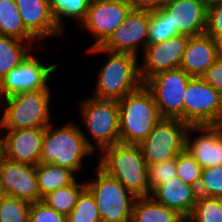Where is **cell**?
I'll return each instance as SVG.
<instances>
[{
	"mask_svg": "<svg viewBox=\"0 0 222 222\" xmlns=\"http://www.w3.org/2000/svg\"><path fill=\"white\" fill-rule=\"evenodd\" d=\"M51 122L45 131L40 163L53 164L78 173L83 169V159L93 154L92 140L82 126L73 122L59 128Z\"/></svg>",
	"mask_w": 222,
	"mask_h": 222,
	"instance_id": "6da1fadb",
	"label": "cell"
},
{
	"mask_svg": "<svg viewBox=\"0 0 222 222\" xmlns=\"http://www.w3.org/2000/svg\"><path fill=\"white\" fill-rule=\"evenodd\" d=\"M99 155L97 165L127 190L136 197L151 196L148 165L139 145L117 143Z\"/></svg>",
	"mask_w": 222,
	"mask_h": 222,
	"instance_id": "7a4b0ae2",
	"label": "cell"
},
{
	"mask_svg": "<svg viewBox=\"0 0 222 222\" xmlns=\"http://www.w3.org/2000/svg\"><path fill=\"white\" fill-rule=\"evenodd\" d=\"M89 54L108 55V61L99 70L92 96L100 99L120 100L139 89L144 83L139 72V57L130 53L111 52L101 46L87 49Z\"/></svg>",
	"mask_w": 222,
	"mask_h": 222,
	"instance_id": "3957f363",
	"label": "cell"
},
{
	"mask_svg": "<svg viewBox=\"0 0 222 222\" xmlns=\"http://www.w3.org/2000/svg\"><path fill=\"white\" fill-rule=\"evenodd\" d=\"M118 104L120 143L139 145L161 119L152 92L143 84Z\"/></svg>",
	"mask_w": 222,
	"mask_h": 222,
	"instance_id": "277c9868",
	"label": "cell"
},
{
	"mask_svg": "<svg viewBox=\"0 0 222 222\" xmlns=\"http://www.w3.org/2000/svg\"><path fill=\"white\" fill-rule=\"evenodd\" d=\"M51 89L19 93L2 99L3 111L0 128L17 130L22 128L47 127L52 120L50 112Z\"/></svg>",
	"mask_w": 222,
	"mask_h": 222,
	"instance_id": "5b68a950",
	"label": "cell"
},
{
	"mask_svg": "<svg viewBox=\"0 0 222 222\" xmlns=\"http://www.w3.org/2000/svg\"><path fill=\"white\" fill-rule=\"evenodd\" d=\"M79 107L82 123L93 138L92 150L95 153L120 143L118 100L100 99L91 95L82 99Z\"/></svg>",
	"mask_w": 222,
	"mask_h": 222,
	"instance_id": "8992f818",
	"label": "cell"
},
{
	"mask_svg": "<svg viewBox=\"0 0 222 222\" xmlns=\"http://www.w3.org/2000/svg\"><path fill=\"white\" fill-rule=\"evenodd\" d=\"M96 171V179L85 184L95 198L102 222H131L137 197L98 165Z\"/></svg>",
	"mask_w": 222,
	"mask_h": 222,
	"instance_id": "52a82bcc",
	"label": "cell"
},
{
	"mask_svg": "<svg viewBox=\"0 0 222 222\" xmlns=\"http://www.w3.org/2000/svg\"><path fill=\"white\" fill-rule=\"evenodd\" d=\"M183 122L218 125L222 118V94L201 77H191L184 93Z\"/></svg>",
	"mask_w": 222,
	"mask_h": 222,
	"instance_id": "ba28073f",
	"label": "cell"
},
{
	"mask_svg": "<svg viewBox=\"0 0 222 222\" xmlns=\"http://www.w3.org/2000/svg\"><path fill=\"white\" fill-rule=\"evenodd\" d=\"M189 125L179 119L161 118L139 144L147 165L176 158L185 149Z\"/></svg>",
	"mask_w": 222,
	"mask_h": 222,
	"instance_id": "9c48e42d",
	"label": "cell"
},
{
	"mask_svg": "<svg viewBox=\"0 0 222 222\" xmlns=\"http://www.w3.org/2000/svg\"><path fill=\"white\" fill-rule=\"evenodd\" d=\"M190 78L183 69L178 68L159 72L144 83L155 98L161 118L183 122V98Z\"/></svg>",
	"mask_w": 222,
	"mask_h": 222,
	"instance_id": "30bf717a",
	"label": "cell"
},
{
	"mask_svg": "<svg viewBox=\"0 0 222 222\" xmlns=\"http://www.w3.org/2000/svg\"><path fill=\"white\" fill-rule=\"evenodd\" d=\"M59 67L47 66L31 53L0 80V100L7 97L49 88V78Z\"/></svg>",
	"mask_w": 222,
	"mask_h": 222,
	"instance_id": "8fae6325",
	"label": "cell"
},
{
	"mask_svg": "<svg viewBox=\"0 0 222 222\" xmlns=\"http://www.w3.org/2000/svg\"><path fill=\"white\" fill-rule=\"evenodd\" d=\"M131 10L126 0H91L87 15L79 25L95 41L89 48L102 46Z\"/></svg>",
	"mask_w": 222,
	"mask_h": 222,
	"instance_id": "7c38bea8",
	"label": "cell"
},
{
	"mask_svg": "<svg viewBox=\"0 0 222 222\" xmlns=\"http://www.w3.org/2000/svg\"><path fill=\"white\" fill-rule=\"evenodd\" d=\"M189 38L188 35H178L167 41L148 44L143 50L142 64H139L142 82L159 72L178 69Z\"/></svg>",
	"mask_w": 222,
	"mask_h": 222,
	"instance_id": "4fadbf2b",
	"label": "cell"
},
{
	"mask_svg": "<svg viewBox=\"0 0 222 222\" xmlns=\"http://www.w3.org/2000/svg\"><path fill=\"white\" fill-rule=\"evenodd\" d=\"M150 11L131 10L123 23L101 46L111 52L130 53L139 57V47L148 45Z\"/></svg>",
	"mask_w": 222,
	"mask_h": 222,
	"instance_id": "5bb4252c",
	"label": "cell"
},
{
	"mask_svg": "<svg viewBox=\"0 0 222 222\" xmlns=\"http://www.w3.org/2000/svg\"><path fill=\"white\" fill-rule=\"evenodd\" d=\"M0 187L3 195L30 203L42 201L36 176V166L4 158L0 167Z\"/></svg>",
	"mask_w": 222,
	"mask_h": 222,
	"instance_id": "9a60e30c",
	"label": "cell"
},
{
	"mask_svg": "<svg viewBox=\"0 0 222 222\" xmlns=\"http://www.w3.org/2000/svg\"><path fill=\"white\" fill-rule=\"evenodd\" d=\"M195 131L198 134L191 139ZM185 150L202 168L222 165V130L218 125H190L185 137Z\"/></svg>",
	"mask_w": 222,
	"mask_h": 222,
	"instance_id": "2e32d148",
	"label": "cell"
},
{
	"mask_svg": "<svg viewBox=\"0 0 222 222\" xmlns=\"http://www.w3.org/2000/svg\"><path fill=\"white\" fill-rule=\"evenodd\" d=\"M46 127L7 130L1 133L5 157L16 162L37 166L40 163Z\"/></svg>",
	"mask_w": 222,
	"mask_h": 222,
	"instance_id": "e0dca14e",
	"label": "cell"
},
{
	"mask_svg": "<svg viewBox=\"0 0 222 222\" xmlns=\"http://www.w3.org/2000/svg\"><path fill=\"white\" fill-rule=\"evenodd\" d=\"M162 9L179 35L192 37L206 32L207 7L200 0H169Z\"/></svg>",
	"mask_w": 222,
	"mask_h": 222,
	"instance_id": "ac0fdd59",
	"label": "cell"
},
{
	"mask_svg": "<svg viewBox=\"0 0 222 222\" xmlns=\"http://www.w3.org/2000/svg\"><path fill=\"white\" fill-rule=\"evenodd\" d=\"M26 30L36 39L60 36L62 30L57 25L50 9L49 0H15ZM50 36V37H49Z\"/></svg>",
	"mask_w": 222,
	"mask_h": 222,
	"instance_id": "d6986e66",
	"label": "cell"
},
{
	"mask_svg": "<svg viewBox=\"0 0 222 222\" xmlns=\"http://www.w3.org/2000/svg\"><path fill=\"white\" fill-rule=\"evenodd\" d=\"M215 40L206 33L189 38L180 64L191 77L201 75L211 67L218 58Z\"/></svg>",
	"mask_w": 222,
	"mask_h": 222,
	"instance_id": "ffe728a7",
	"label": "cell"
},
{
	"mask_svg": "<svg viewBox=\"0 0 222 222\" xmlns=\"http://www.w3.org/2000/svg\"><path fill=\"white\" fill-rule=\"evenodd\" d=\"M151 196L162 205L176 210L184 218H188L198 199V189L184 183L178 176L159 185Z\"/></svg>",
	"mask_w": 222,
	"mask_h": 222,
	"instance_id": "44dd1931",
	"label": "cell"
},
{
	"mask_svg": "<svg viewBox=\"0 0 222 222\" xmlns=\"http://www.w3.org/2000/svg\"><path fill=\"white\" fill-rule=\"evenodd\" d=\"M183 218L176 210L157 202L152 196L137 197L131 222H179Z\"/></svg>",
	"mask_w": 222,
	"mask_h": 222,
	"instance_id": "7402d4cb",
	"label": "cell"
},
{
	"mask_svg": "<svg viewBox=\"0 0 222 222\" xmlns=\"http://www.w3.org/2000/svg\"><path fill=\"white\" fill-rule=\"evenodd\" d=\"M0 35L26 41L31 45L37 41L26 30L15 0H0Z\"/></svg>",
	"mask_w": 222,
	"mask_h": 222,
	"instance_id": "603a6c76",
	"label": "cell"
},
{
	"mask_svg": "<svg viewBox=\"0 0 222 222\" xmlns=\"http://www.w3.org/2000/svg\"><path fill=\"white\" fill-rule=\"evenodd\" d=\"M75 174L60 166L39 163L36 166V176L41 198L43 199L52 191L70 185L77 177Z\"/></svg>",
	"mask_w": 222,
	"mask_h": 222,
	"instance_id": "cb8c5ba5",
	"label": "cell"
},
{
	"mask_svg": "<svg viewBox=\"0 0 222 222\" xmlns=\"http://www.w3.org/2000/svg\"><path fill=\"white\" fill-rule=\"evenodd\" d=\"M32 47L29 42L0 35V80L31 53Z\"/></svg>",
	"mask_w": 222,
	"mask_h": 222,
	"instance_id": "d4e9b609",
	"label": "cell"
},
{
	"mask_svg": "<svg viewBox=\"0 0 222 222\" xmlns=\"http://www.w3.org/2000/svg\"><path fill=\"white\" fill-rule=\"evenodd\" d=\"M77 180L75 179L70 185L48 193L43 197L42 201L67 217L75 208L79 195L86 188L84 181L80 183Z\"/></svg>",
	"mask_w": 222,
	"mask_h": 222,
	"instance_id": "484cf974",
	"label": "cell"
},
{
	"mask_svg": "<svg viewBox=\"0 0 222 222\" xmlns=\"http://www.w3.org/2000/svg\"><path fill=\"white\" fill-rule=\"evenodd\" d=\"M91 0H49V5L53 17L59 26L64 31L62 20L64 18L75 19L78 24L85 19L87 10Z\"/></svg>",
	"mask_w": 222,
	"mask_h": 222,
	"instance_id": "4316f807",
	"label": "cell"
},
{
	"mask_svg": "<svg viewBox=\"0 0 222 222\" xmlns=\"http://www.w3.org/2000/svg\"><path fill=\"white\" fill-rule=\"evenodd\" d=\"M187 219L190 222H222V199L199 195Z\"/></svg>",
	"mask_w": 222,
	"mask_h": 222,
	"instance_id": "83f0119b",
	"label": "cell"
},
{
	"mask_svg": "<svg viewBox=\"0 0 222 222\" xmlns=\"http://www.w3.org/2000/svg\"><path fill=\"white\" fill-rule=\"evenodd\" d=\"M67 222H102L95 198L87 188L79 195Z\"/></svg>",
	"mask_w": 222,
	"mask_h": 222,
	"instance_id": "f1b7e54d",
	"label": "cell"
},
{
	"mask_svg": "<svg viewBox=\"0 0 222 222\" xmlns=\"http://www.w3.org/2000/svg\"><path fill=\"white\" fill-rule=\"evenodd\" d=\"M178 35L176 29H171L170 16L162 8L151 12L148 27V44L167 41Z\"/></svg>",
	"mask_w": 222,
	"mask_h": 222,
	"instance_id": "f546056e",
	"label": "cell"
},
{
	"mask_svg": "<svg viewBox=\"0 0 222 222\" xmlns=\"http://www.w3.org/2000/svg\"><path fill=\"white\" fill-rule=\"evenodd\" d=\"M31 203L3 196L0 200V222H29Z\"/></svg>",
	"mask_w": 222,
	"mask_h": 222,
	"instance_id": "4dcf8cb0",
	"label": "cell"
},
{
	"mask_svg": "<svg viewBox=\"0 0 222 222\" xmlns=\"http://www.w3.org/2000/svg\"><path fill=\"white\" fill-rule=\"evenodd\" d=\"M177 176L186 184H190L198 189L202 166L196 162L195 158L187 151L183 150L176 157Z\"/></svg>",
	"mask_w": 222,
	"mask_h": 222,
	"instance_id": "1f68e13d",
	"label": "cell"
},
{
	"mask_svg": "<svg viewBox=\"0 0 222 222\" xmlns=\"http://www.w3.org/2000/svg\"><path fill=\"white\" fill-rule=\"evenodd\" d=\"M198 194L222 199V165L202 169Z\"/></svg>",
	"mask_w": 222,
	"mask_h": 222,
	"instance_id": "d6a6232c",
	"label": "cell"
},
{
	"mask_svg": "<svg viewBox=\"0 0 222 222\" xmlns=\"http://www.w3.org/2000/svg\"><path fill=\"white\" fill-rule=\"evenodd\" d=\"M149 184L153 192L159 185L177 176L176 158L148 166Z\"/></svg>",
	"mask_w": 222,
	"mask_h": 222,
	"instance_id": "836d02e7",
	"label": "cell"
},
{
	"mask_svg": "<svg viewBox=\"0 0 222 222\" xmlns=\"http://www.w3.org/2000/svg\"><path fill=\"white\" fill-rule=\"evenodd\" d=\"M29 222H67V217L49 207L43 201L31 203Z\"/></svg>",
	"mask_w": 222,
	"mask_h": 222,
	"instance_id": "e575fe53",
	"label": "cell"
},
{
	"mask_svg": "<svg viewBox=\"0 0 222 222\" xmlns=\"http://www.w3.org/2000/svg\"><path fill=\"white\" fill-rule=\"evenodd\" d=\"M207 35L214 40L222 35V2L207 7Z\"/></svg>",
	"mask_w": 222,
	"mask_h": 222,
	"instance_id": "d590c367",
	"label": "cell"
},
{
	"mask_svg": "<svg viewBox=\"0 0 222 222\" xmlns=\"http://www.w3.org/2000/svg\"><path fill=\"white\" fill-rule=\"evenodd\" d=\"M201 78L222 94V57H218L215 63L201 75Z\"/></svg>",
	"mask_w": 222,
	"mask_h": 222,
	"instance_id": "8d00e7d4",
	"label": "cell"
},
{
	"mask_svg": "<svg viewBox=\"0 0 222 222\" xmlns=\"http://www.w3.org/2000/svg\"><path fill=\"white\" fill-rule=\"evenodd\" d=\"M132 10L155 11L164 7L169 0H126Z\"/></svg>",
	"mask_w": 222,
	"mask_h": 222,
	"instance_id": "74e56055",
	"label": "cell"
},
{
	"mask_svg": "<svg viewBox=\"0 0 222 222\" xmlns=\"http://www.w3.org/2000/svg\"><path fill=\"white\" fill-rule=\"evenodd\" d=\"M4 158H5V145H4L3 137L0 133V167L2 165Z\"/></svg>",
	"mask_w": 222,
	"mask_h": 222,
	"instance_id": "f35d334b",
	"label": "cell"
},
{
	"mask_svg": "<svg viewBox=\"0 0 222 222\" xmlns=\"http://www.w3.org/2000/svg\"><path fill=\"white\" fill-rule=\"evenodd\" d=\"M216 46H217V52H218V56L222 57V35H219L216 39Z\"/></svg>",
	"mask_w": 222,
	"mask_h": 222,
	"instance_id": "ab89813d",
	"label": "cell"
},
{
	"mask_svg": "<svg viewBox=\"0 0 222 222\" xmlns=\"http://www.w3.org/2000/svg\"><path fill=\"white\" fill-rule=\"evenodd\" d=\"M206 7H209L213 4L220 3L222 0H200Z\"/></svg>",
	"mask_w": 222,
	"mask_h": 222,
	"instance_id": "60d3db41",
	"label": "cell"
},
{
	"mask_svg": "<svg viewBox=\"0 0 222 222\" xmlns=\"http://www.w3.org/2000/svg\"><path fill=\"white\" fill-rule=\"evenodd\" d=\"M218 126H219L220 129L222 130V118H221L220 122L218 123Z\"/></svg>",
	"mask_w": 222,
	"mask_h": 222,
	"instance_id": "b9f144b4",
	"label": "cell"
},
{
	"mask_svg": "<svg viewBox=\"0 0 222 222\" xmlns=\"http://www.w3.org/2000/svg\"><path fill=\"white\" fill-rule=\"evenodd\" d=\"M3 196H4V195H3L2 189H1V187H0V200H1V198H2Z\"/></svg>",
	"mask_w": 222,
	"mask_h": 222,
	"instance_id": "7bdbcfd3",
	"label": "cell"
},
{
	"mask_svg": "<svg viewBox=\"0 0 222 222\" xmlns=\"http://www.w3.org/2000/svg\"><path fill=\"white\" fill-rule=\"evenodd\" d=\"M186 219H187V218H184V217H183L179 222H186Z\"/></svg>",
	"mask_w": 222,
	"mask_h": 222,
	"instance_id": "ee69618b",
	"label": "cell"
}]
</instances>
